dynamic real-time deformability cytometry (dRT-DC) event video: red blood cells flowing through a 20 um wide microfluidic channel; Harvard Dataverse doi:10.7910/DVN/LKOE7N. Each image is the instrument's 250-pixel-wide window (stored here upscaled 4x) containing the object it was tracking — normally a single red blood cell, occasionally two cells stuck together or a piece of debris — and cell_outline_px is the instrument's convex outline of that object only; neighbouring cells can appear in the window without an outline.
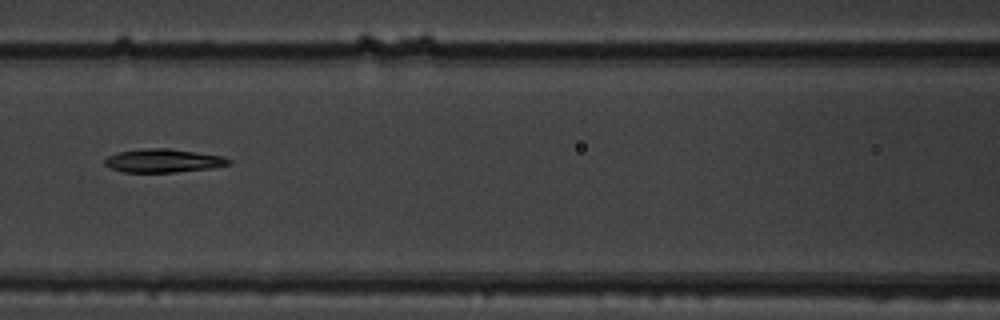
{"species": "common noctule bat (a hibernating species)", "species_latin": "Nyctalus noctula", "temperature_condition": "warm", "stored_images_in_passage": 10, "camera_frame_rate_fps": 3000, "um_per_image_px": 0.085, "animal": {"sex": "male", "body_mass_g": 19.5, "forearm_length_mm": 54.6}, "frame": {"image": 1, "passage_image": 7, "time_ms": 2.0, "image_size_px": [1000, 320], "cell_outline_px": [[232, 164], [212, 168], [176, 172], [124, 172], [112, 168], [104, 164], [104, 160], [108, 156], [116, 152], [148, 148], [168, 148], [224, 156], [232, 160]], "centroid_in_image_um": [13.91, 13.65], "position_along_channel_um": 152.7, "area_um2": 16.99}}
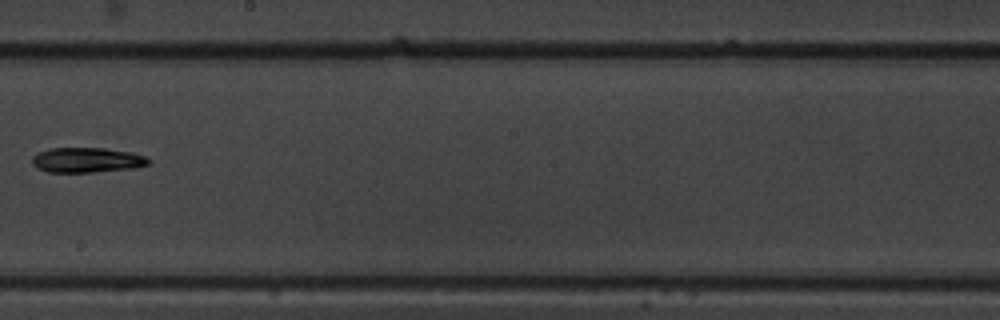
{"frame": {"image": 2, "passage_image": 9, "time_ms": 2.667, "image_size_px": [1000, 320], "cell_outline_px": [[152, 164], [132, 168], [92, 172], [48, 172], [36, 168], [32, 164], [32, 156], [48, 148], [104, 148], [132, 152], [144, 156], [152, 160]], "centroid_in_image_um": [7.4, 13.6], "position_along_channel_um": 240.8, "area_um2": 17.05}}
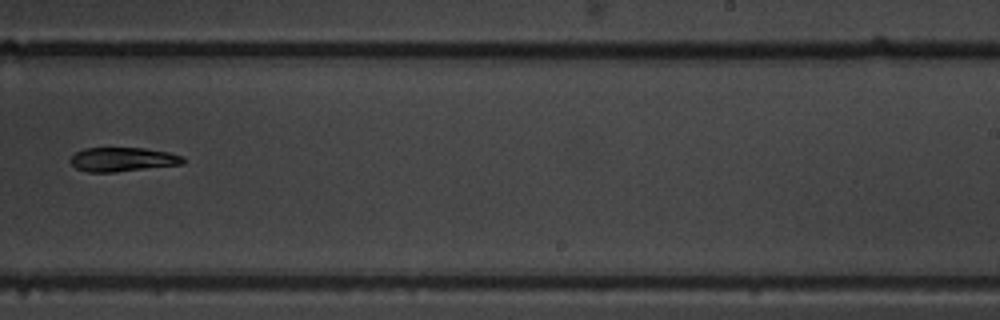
{"frame": {"image": 3, "passage_image": 10, "time_ms": 3.0, "image_size_px": [1000, 320], "cell_outline_px": [[184, 164], [116, 172], [88, 172], [76, 168], [68, 160], [76, 152], [84, 148], [144, 148], [168, 152], [180, 156], [184, 160]], "centroid_in_image_um": [10.39, 13.55], "position_along_channel_um": 278.6, "area_um2": 15.78}}